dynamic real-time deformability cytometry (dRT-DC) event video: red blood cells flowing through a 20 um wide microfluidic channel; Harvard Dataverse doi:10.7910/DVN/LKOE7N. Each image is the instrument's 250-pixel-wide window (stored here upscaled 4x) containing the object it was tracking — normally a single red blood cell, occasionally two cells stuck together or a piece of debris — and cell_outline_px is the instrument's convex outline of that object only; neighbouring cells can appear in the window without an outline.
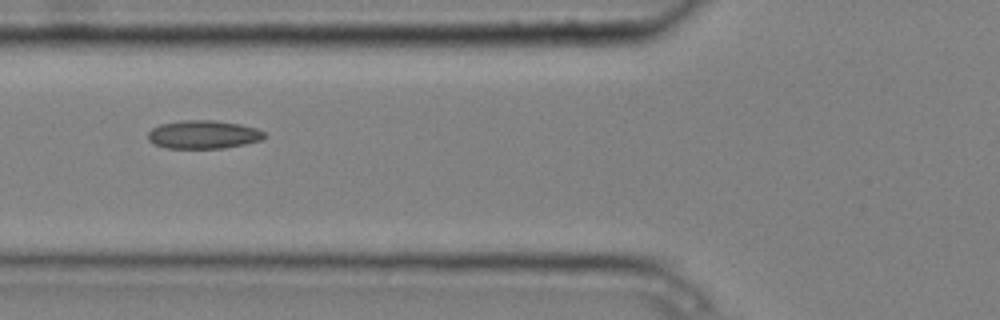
{"species": "common noctule bat (a hibernating species)", "species_latin": "Nyctalus noctula", "temperature_condition": "cold", "stored_images_in_passage": 6, "camera_frame_rate_fps": 3000, "um_per_image_px": 0.085, "animal": {"sex": "male", "body_mass_g": 20.4}, "frame": {"image": 1, "passage_image": 6, "time_ms": 1.667, "image_size_px": [1000, 320], "cell_outline_px": [[264, 136], [260, 140], [244, 144], [224, 148], [164, 148], [148, 140], [148, 132], [152, 128], [160, 124], [180, 120], [212, 120], [240, 124], [256, 128], [264, 132]], "centroid_in_image_um": [17.25, 11.43], "position_along_channel_um": 108.6, "area_um2": 19.13}}